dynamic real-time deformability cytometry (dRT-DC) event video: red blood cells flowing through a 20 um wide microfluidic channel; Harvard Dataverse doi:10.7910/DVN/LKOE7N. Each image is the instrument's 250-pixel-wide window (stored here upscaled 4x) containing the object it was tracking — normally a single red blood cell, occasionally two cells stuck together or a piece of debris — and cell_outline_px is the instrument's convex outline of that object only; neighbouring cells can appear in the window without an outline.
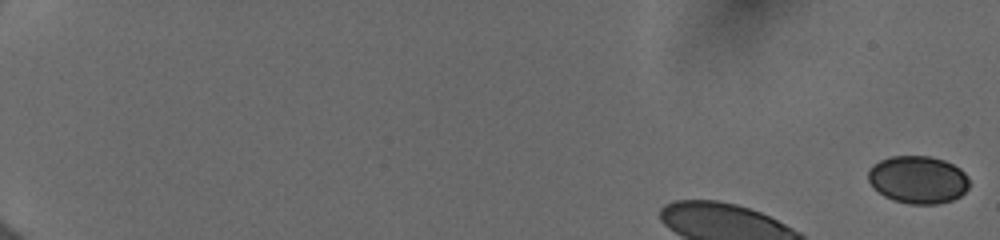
{"species": "human", "species_latin": "Homo sapiens", "temperature_condition": "cold", "stored_images_in_passage": 45, "camera_frame_rate_fps": 3000, "um_per_image_px": 0.085, "donor": {"sex": "female"}, "frame": {"image": 1, "passage_image": 1, "time_ms": 0.0, "image_size_px": [1000, 240], "cell_outline_px": [[968, 188], [960, 196], [952, 200], [936, 204], [908, 204], [884, 196], [868, 180], [868, 172], [880, 160], [892, 156], [928, 156], [944, 160], [960, 168], [968, 176]], "centroid_in_image_um": [78.06, 15.27], "position_along_channel_um": 6.9, "area_um2": 27.74}}
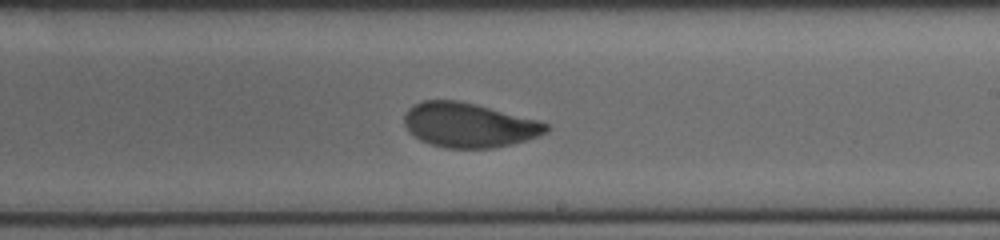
{"frame": {"image": 2, "passage_image": 29, "time_ms": 9.333, "image_size_px": [1000, 240], "cell_outline_px": [[548, 132], [512, 144], [492, 148], [444, 148], [420, 140], [408, 132], [404, 124], [404, 116], [408, 108], [424, 100], [460, 100], [540, 120], [548, 124]], "centroid_in_image_um": [39.84, 10.63], "position_along_channel_um": 249.2, "area_um2": 36.88}}
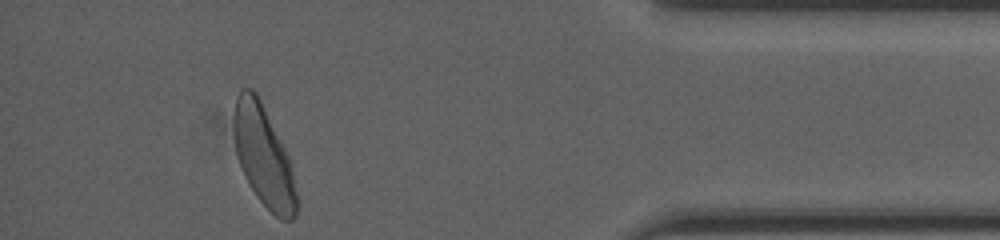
{"frame": {"image": 3, "passage_image": 44, "time_ms": 14.333, "image_size_px": [1000, 240], "cell_outline_px": [[300, 204], [296, 216], [292, 220], [280, 220], [256, 196], [240, 164], [236, 152], [236, 96], [240, 88], [252, 88], [256, 92], [288, 156]], "centroid_in_image_um": [22.47, 13.35], "position_along_channel_um": 412.7, "area_um2": 35.72}}